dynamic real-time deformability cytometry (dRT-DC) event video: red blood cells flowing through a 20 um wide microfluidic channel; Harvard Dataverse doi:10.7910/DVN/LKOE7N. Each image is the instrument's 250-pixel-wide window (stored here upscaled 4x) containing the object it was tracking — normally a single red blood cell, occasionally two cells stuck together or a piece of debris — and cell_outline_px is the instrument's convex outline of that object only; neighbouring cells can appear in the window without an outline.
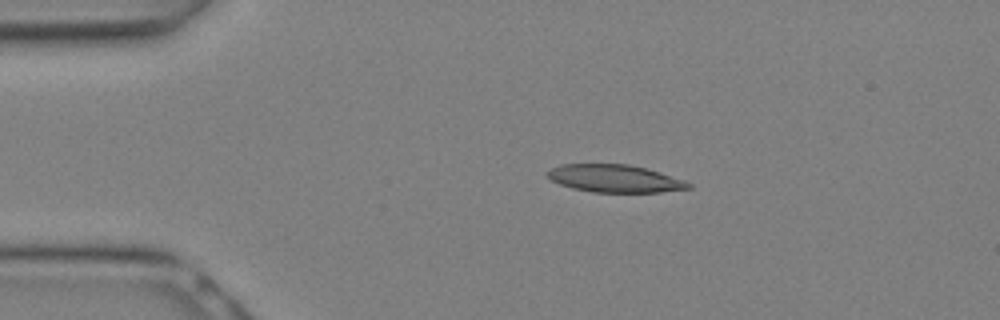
{"species": "Egyptian fruit bat (a non-hibernating species)", "species_latin": "Rousettus aegyptiacus", "temperature_condition": "warm", "stored_images_in_passage": 10, "camera_frame_rate_fps": 3000, "um_per_image_px": 0.085, "animal": {"sex": "female"}, "frame": {"image": 1, "passage_image": 4, "time_ms": 1.0, "image_size_px": [1000, 320], "cell_outline_px": [[692, 188], [660, 192], [592, 192], [572, 188], [560, 184], [552, 180], [544, 172], [560, 164], [628, 164], [660, 172], [684, 180], [692, 184]], "centroid_in_image_um": [52.25, 15.17], "position_along_channel_um": 32.8, "area_um2": 22.66}}
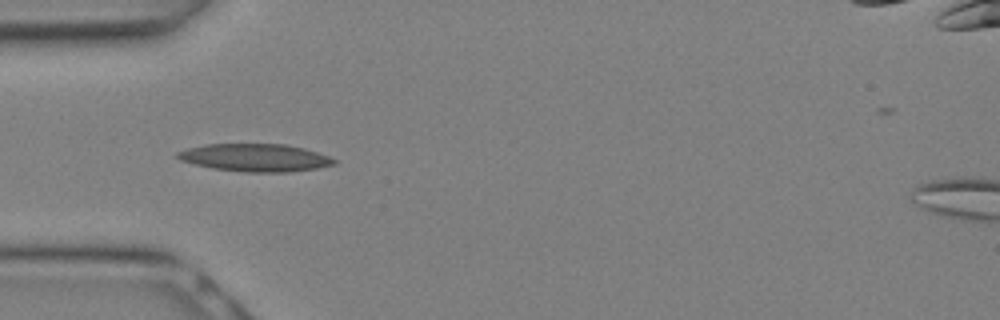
{"frame": {"image": 2, "passage_image": 7, "time_ms": 2.0, "image_size_px": [1000, 320], "cell_outline_px": [[336, 164], [316, 168], [288, 172], [248, 172], [212, 168], [180, 160], [176, 156], [176, 152], [188, 148], [208, 144], [288, 144], [304, 148], [328, 156], [336, 160]], "centroid_in_image_um": [21.7, 13.39], "position_along_channel_um": 63.3, "area_um2": 25.09}}
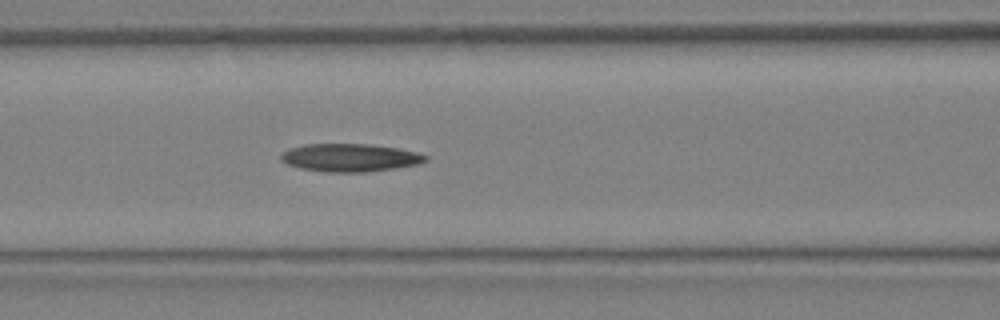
{"frame": {"image": 3, "passage_image": 10, "time_ms": 3.0, "image_size_px": [1000, 320], "cell_outline_px": [[428, 160], [420, 164], [364, 172], [328, 172], [300, 168], [288, 164], [280, 160], [280, 156], [288, 148], [304, 144], [372, 144], [396, 148], [416, 152], [428, 156]], "centroid_in_image_um": [29.74, 13.39], "position_along_channel_um": 136.9, "area_um2": 23.47}}